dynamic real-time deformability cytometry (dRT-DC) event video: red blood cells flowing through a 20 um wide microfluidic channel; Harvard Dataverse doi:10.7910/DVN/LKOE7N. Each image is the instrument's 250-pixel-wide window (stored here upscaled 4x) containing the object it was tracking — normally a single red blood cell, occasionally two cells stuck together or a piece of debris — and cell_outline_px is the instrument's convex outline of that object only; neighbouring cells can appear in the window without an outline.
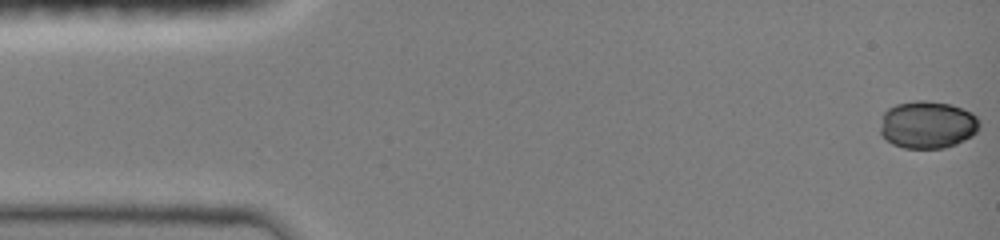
{"species": "common noctule bat (a hibernating species)", "species_latin": "Nyctalus noctula", "temperature_condition": "room temperature", "stored_images_in_passage": 48, "camera_frame_rate_fps": 3000, "um_per_image_px": 0.085, "animal": {"sex": "female", "body_mass_g": 19.0, "forearm_length_mm": 51.5}, "frame": {"image": 1, "passage_image": 1, "time_ms": 0.0, "image_size_px": [1000, 240], "cell_outline_px": [[980, 128], [972, 136], [956, 144], [944, 148], [904, 148], [892, 144], [880, 132], [880, 128], [884, 112], [888, 108], [896, 104], [916, 100], [928, 100], [952, 104], [972, 112], [980, 120]], "centroid_in_image_um": [78.87, 10.59], "position_along_channel_um": 6.1, "area_um2": 27.69}}
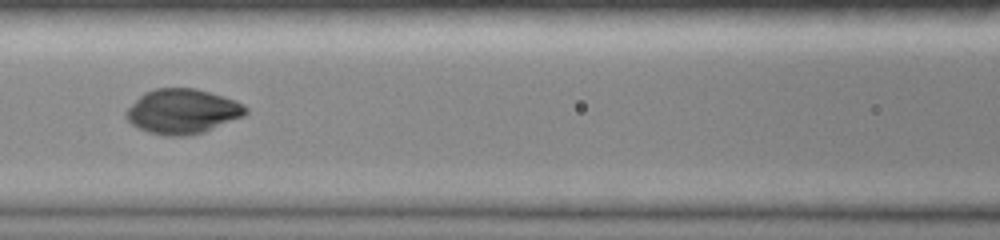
{"frame": {"image": 2, "passage_image": 21, "time_ms": 6.667, "image_size_px": [1000, 240], "cell_outline_px": [[248, 112], [244, 116], [204, 132], [188, 136], [164, 136], [148, 132], [132, 124], [124, 116], [124, 112], [144, 92], [156, 88], [196, 88], [224, 96], [236, 100], [244, 104], [248, 108]], "centroid_in_image_um": [15.53, 9.47], "position_along_channel_um": 151.1, "area_um2": 31.39}}
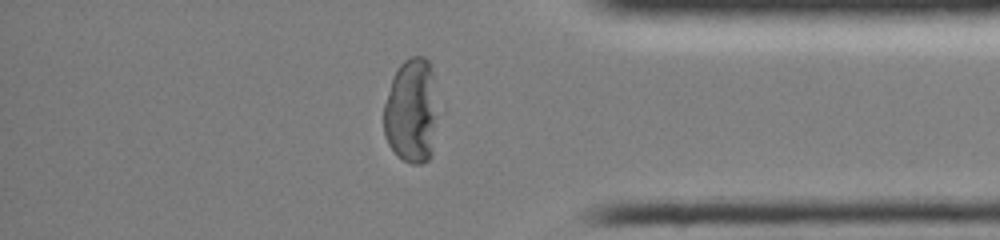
{"frame": {"image": 3, "passage_image": 40, "time_ms": 13.0, "image_size_px": [1000, 240], "cell_outline_px": [[436, 116], [432, 156], [428, 160], [420, 164], [412, 164], [396, 156], [388, 144], [384, 136], [384, 104], [392, 76], [396, 68], [404, 60], [412, 56], [424, 56], [432, 64], [436, 112]], "centroid_in_image_um": [34.95, 9.43], "position_along_channel_um": 400.2, "area_um2": 33.35}}